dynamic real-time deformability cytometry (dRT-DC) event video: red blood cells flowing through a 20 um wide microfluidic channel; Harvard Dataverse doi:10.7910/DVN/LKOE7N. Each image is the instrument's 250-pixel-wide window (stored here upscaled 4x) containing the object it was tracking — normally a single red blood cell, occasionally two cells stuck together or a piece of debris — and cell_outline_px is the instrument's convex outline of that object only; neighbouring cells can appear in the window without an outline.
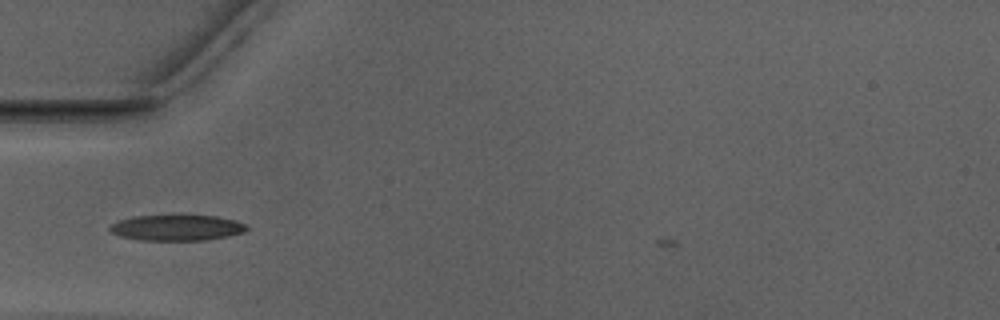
{"species": "Egyptian fruit bat (a non-hibernating species)", "species_latin": "Rousettus aegyptiacus", "temperature_condition": "warm", "stored_images_in_passage": 37, "camera_frame_rate_fps": 3000, "um_per_image_px": 0.085, "animal": {"sex": "male"}, "frame": {"image": 1, "passage_image": 3, "time_ms": 0.667, "image_size_px": [1000, 320], "cell_outline_px": [[248, 228], [244, 232], [228, 236], [204, 240], [140, 240], [120, 236], [112, 232], [108, 228], [116, 220], [132, 216], [176, 212], [216, 216], [236, 220], [248, 224]], "centroid_in_image_um": [15.02, 19.29], "position_along_channel_um": 70.0, "area_um2": 21.73}}
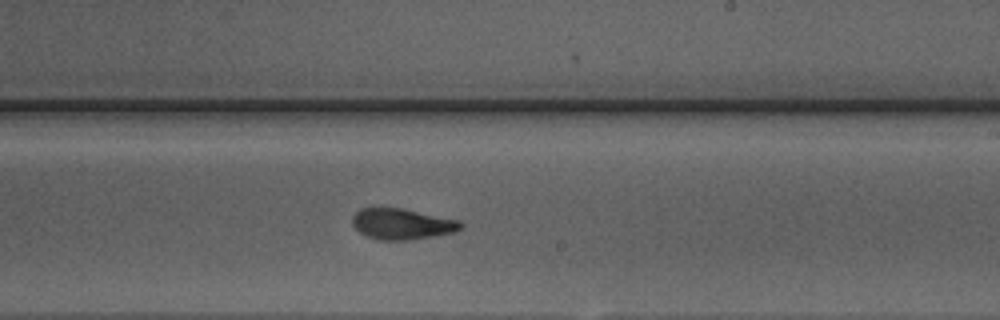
{"frame": {"image": 2, "passage_image": 17, "time_ms": 5.333, "image_size_px": [1000, 320], "cell_outline_px": [[464, 228], [452, 232], [432, 236], [408, 240], [380, 240], [368, 236], [360, 232], [352, 224], [352, 216], [360, 208], [404, 208], [460, 220], [464, 224]], "centroid_in_image_um": [34.19, 19.02], "position_along_channel_um": 254.8, "area_um2": 19.54}}
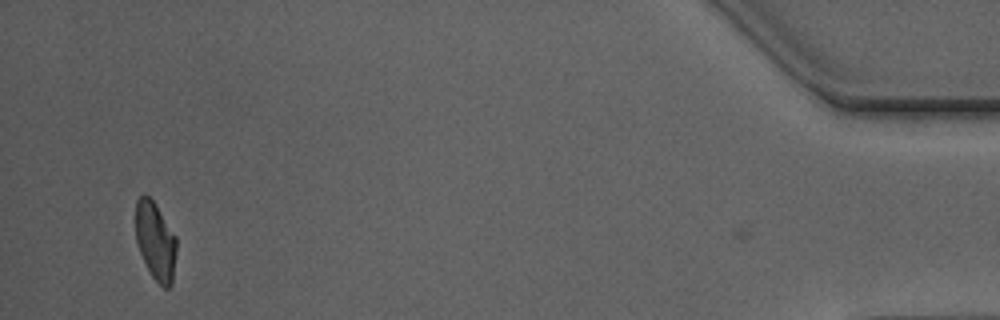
{"frame": {"image": 3, "passage_image": 36, "time_ms": 11.667, "image_size_px": [1000, 320], "cell_outline_px": [[176, 252], [172, 284], [168, 288], [164, 288], [152, 276], [140, 252], [136, 240], [136, 200], [144, 192], [156, 204], [176, 236]], "centroid_in_image_um": [13.22, 20.46], "position_along_channel_um": 422.0, "area_um2": 18.5}, "authors_computed_cell_mechanics": {"area_um2": 19.8832, "velocity_mm_per_s": 3.9625, "shape_relaxation_time_tau1_ms": 3.8425, "shape_relaxation_time_tau2_ms": 1.4635, "deformation_change_tau1": 0.1738, "deformation_change_tau2": 0.0843}}